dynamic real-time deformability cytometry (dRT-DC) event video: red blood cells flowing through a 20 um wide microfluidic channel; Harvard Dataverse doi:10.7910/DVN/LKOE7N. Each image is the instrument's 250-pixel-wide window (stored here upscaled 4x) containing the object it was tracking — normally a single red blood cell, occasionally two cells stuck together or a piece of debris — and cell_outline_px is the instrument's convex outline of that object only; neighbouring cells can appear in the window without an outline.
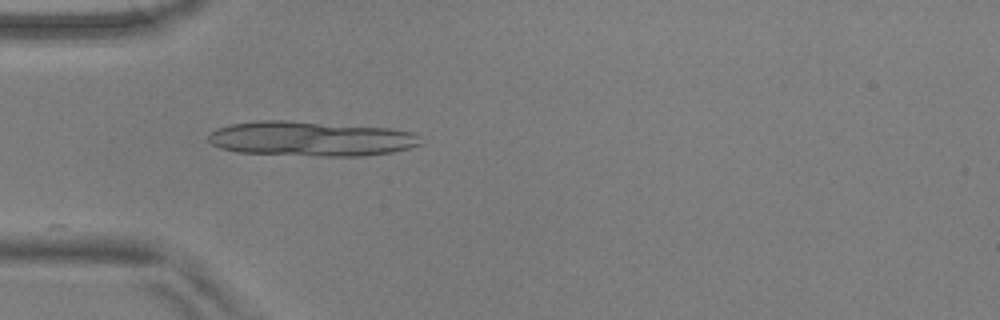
{"species": "common noctule bat (a hibernating species)", "species_latin": "Nyctalus noctula", "temperature_condition": "warm", "stored_images_in_passage": 38, "camera_frame_rate_fps": 3000, "um_per_image_px": 0.085, "animal": {"sex": "male", "body_mass_g": 17.9, "forearm_length_mm": 54.2}, "frame": {"image": 1, "passage_image": 1, "time_ms": 0.0, "image_size_px": [1000, 320], "cell_outline_px": [[424, 144], [392, 152], [364, 156], [320, 156], [240, 152], [220, 148], [212, 144], [208, 140], [208, 136], [216, 128], [232, 124], [260, 120], [288, 120], [392, 128], [412, 132], [420, 136]], "centroid_in_image_um": [26.48, 11.78], "position_along_channel_um": 58.5, "area_um2": 43.29}}